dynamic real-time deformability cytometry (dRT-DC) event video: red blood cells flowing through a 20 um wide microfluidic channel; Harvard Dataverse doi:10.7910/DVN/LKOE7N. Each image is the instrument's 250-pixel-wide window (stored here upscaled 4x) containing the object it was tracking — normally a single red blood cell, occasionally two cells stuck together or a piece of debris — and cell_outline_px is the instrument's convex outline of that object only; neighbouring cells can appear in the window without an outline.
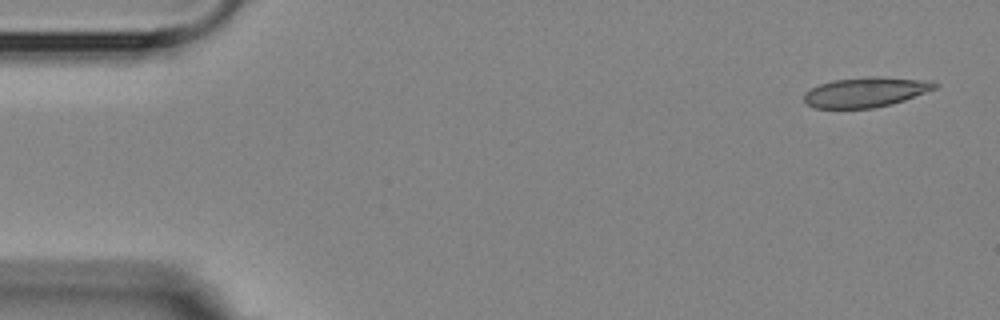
{"species": "Egyptian fruit bat (a non-hibernating species)", "species_latin": "Rousettus aegyptiacus", "temperature_condition": "room temperature", "stored_images_in_passage": 4, "camera_frame_rate_fps": 3000, "um_per_image_px": 0.085, "animal": {"sex": "female"}, "frame": {"image": 1, "passage_image": 1, "time_ms": 0.0, "image_size_px": [1000, 320], "cell_outline_px": [[940, 84], [936, 88], [904, 100], [892, 104], [872, 108], [812, 108], [804, 104], [804, 92], [820, 84], [832, 80], [868, 76], [876, 76], [932, 80]], "centroid_in_image_um": [73.58, 7.82], "position_along_channel_um": 11.4, "area_um2": 23.06}}
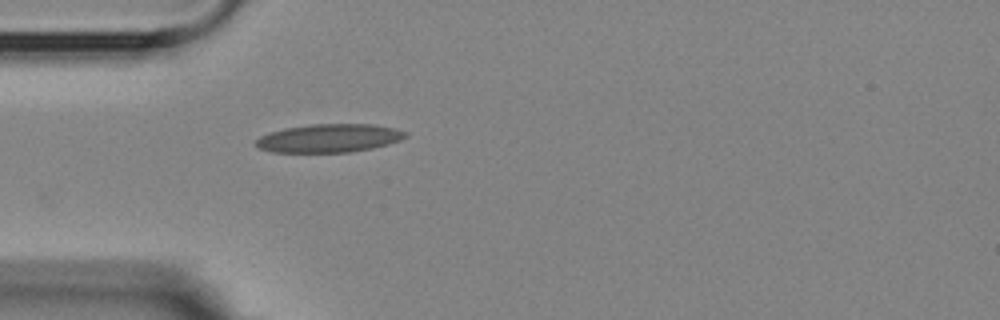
{"frame": {"image": 2, "passage_image": 4, "time_ms": 4.333, "image_size_px": [1000, 320], "cell_outline_px": [[408, 136], [400, 140], [388, 144], [372, 148], [352, 152], [272, 152], [260, 148], [256, 144], [256, 140], [260, 136], [268, 132], [284, 128], [312, 124], [372, 124], [396, 128], [408, 132]], "centroid_in_image_um": [28.0, 11.74], "position_along_channel_um": 57.0, "area_um2": 24.8}}